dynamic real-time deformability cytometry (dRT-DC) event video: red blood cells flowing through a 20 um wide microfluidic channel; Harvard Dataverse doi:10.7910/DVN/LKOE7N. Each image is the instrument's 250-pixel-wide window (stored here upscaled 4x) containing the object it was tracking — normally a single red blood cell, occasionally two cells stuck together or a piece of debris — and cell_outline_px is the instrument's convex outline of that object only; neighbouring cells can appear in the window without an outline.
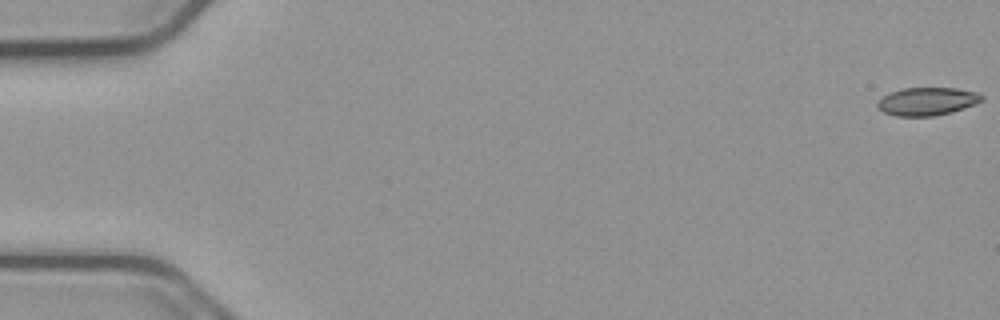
{"species": "common noctule bat (a hibernating species)", "species_latin": "Nyctalus noctula", "temperature_condition": "cold", "stored_images_in_passage": 56, "camera_frame_rate_fps": 3000, "um_per_image_px": 0.085, "animal": {"sex": "male", "body_mass_g": 23.1, "forearm_length_mm": 52.7}, "frame": {"image": 1, "passage_image": 1, "time_ms": 0.0, "image_size_px": [1000, 320], "cell_outline_px": [[984, 100], [976, 104], [952, 112], [936, 116], [896, 116], [884, 112], [876, 108], [876, 104], [884, 96], [892, 92], [904, 88], [956, 88], [976, 92], [984, 96]], "centroid_in_image_um": [78.84, 8.62], "position_along_channel_um": 6.2, "area_um2": 17.05}}
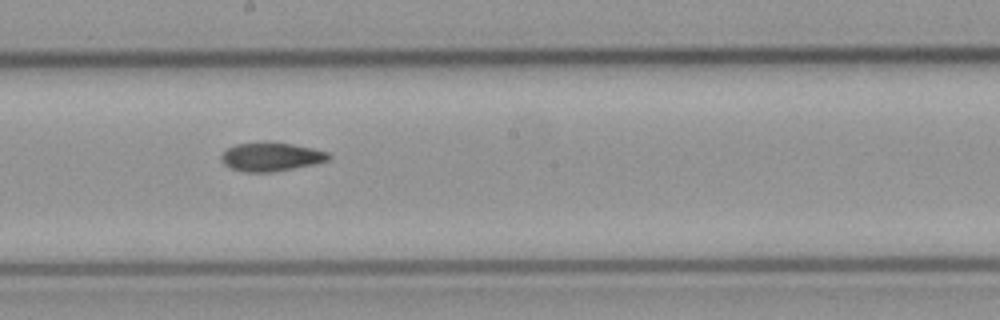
{"frame": {"image": 2, "passage_image": 31, "time_ms": 10.0, "image_size_px": [1000, 320], "cell_outline_px": [[332, 156], [328, 160], [316, 164], [268, 172], [244, 172], [232, 168], [224, 164], [220, 160], [220, 156], [228, 148], [236, 144], [292, 144], [312, 148], [328, 152]], "centroid_in_image_um": [23.06, 13.36], "position_along_channel_um": 225.1, "area_um2": 17.34}}
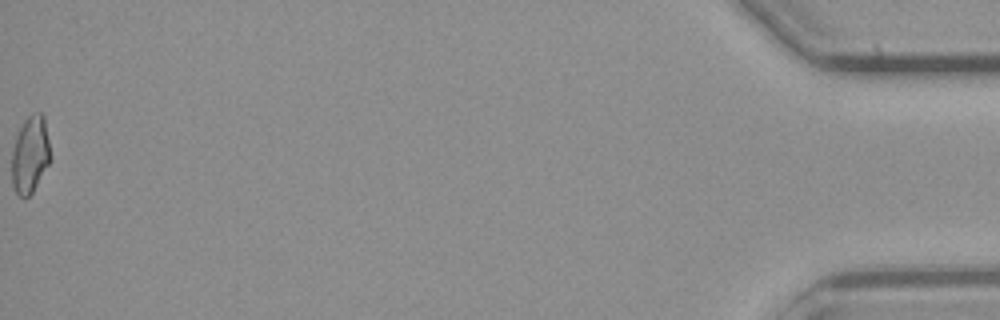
{"frame": {"image": 3, "passage_image": 56, "time_ms": 18.333, "image_size_px": [1000, 320], "cell_outline_px": [[48, 164], [32, 192], [24, 200], [16, 192], [12, 184], [12, 148], [16, 136], [24, 120], [32, 112], [40, 112], [44, 116], [48, 140]], "centroid_in_image_um": [2.52, 13.13], "position_along_channel_um": 432.7, "area_um2": 16.99}, "authors_computed_cell_mechanics": {"area_um2": 17.7446, "velocity_mm_per_s": 3.7685, "shape_relaxation_time_tau1_ms": null, "shape_relaxation_time_tau2_ms": 10.3045, "deformation_change_tau1": null, "deformation_change_tau2": 0.1685}}